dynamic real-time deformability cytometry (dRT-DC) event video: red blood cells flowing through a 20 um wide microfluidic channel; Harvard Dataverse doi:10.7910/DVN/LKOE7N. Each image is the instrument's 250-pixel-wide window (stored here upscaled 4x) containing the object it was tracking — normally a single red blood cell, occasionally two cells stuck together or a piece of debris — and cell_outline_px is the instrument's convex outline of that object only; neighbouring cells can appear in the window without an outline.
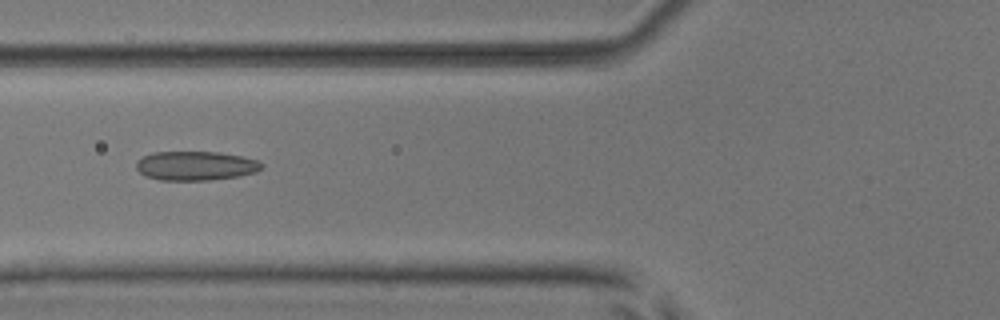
{"species": "common noctule bat (a hibernating species)", "species_latin": "Nyctalus noctula", "temperature_condition": "room temperature", "stored_images_in_passage": 7, "camera_frame_rate_fps": 3000, "um_per_image_px": 0.085, "animal": {"sex": "male", "body_mass_g": 17.9, "forearm_length_mm": 54.2}, "frame": {"image": 1, "passage_image": 7, "time_ms": 7.667, "image_size_px": [1000, 320], "cell_outline_px": [[264, 164], [256, 172], [240, 176], [208, 180], [160, 180], [144, 176], [136, 168], [136, 160], [152, 152], [220, 152], [240, 156], [256, 160]], "centroid_in_image_um": [16.6, 14.09], "position_along_channel_um": 109.2, "area_um2": 21.33}}